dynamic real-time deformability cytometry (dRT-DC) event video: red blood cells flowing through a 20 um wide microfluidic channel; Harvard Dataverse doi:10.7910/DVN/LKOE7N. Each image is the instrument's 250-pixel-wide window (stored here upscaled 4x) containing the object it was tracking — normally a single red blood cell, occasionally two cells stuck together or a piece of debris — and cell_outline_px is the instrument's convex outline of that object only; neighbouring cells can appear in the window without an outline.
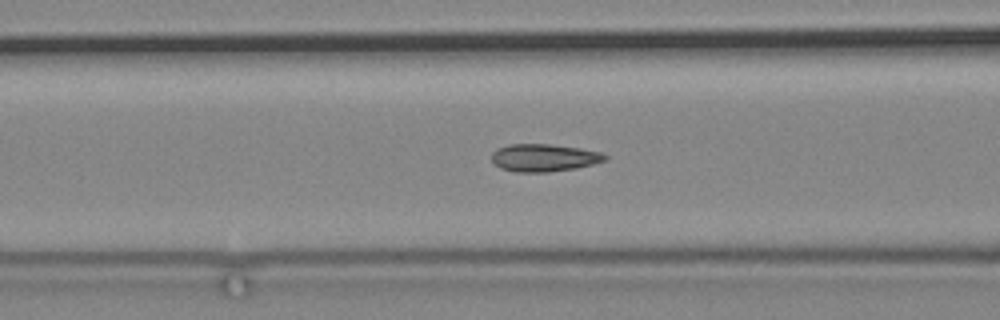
{"species": "common noctule bat (a hibernating species)", "species_latin": "Nyctalus noctula", "temperature_condition": "cold", "stored_images_in_passage": 61, "camera_frame_rate_fps": 3000, "um_per_image_px": 0.085, "animal": {"sex": "male", "body_mass_g": 19.2, "forearm_length_mm": 51.8}, "frame": {"image": 1, "passage_image": 35, "time_ms": 11.333, "image_size_px": [1000, 320], "cell_outline_px": [[608, 160], [576, 168], [548, 172], [516, 172], [500, 168], [492, 160], [492, 152], [496, 148], [508, 144], [548, 144], [580, 148], [604, 152], [608, 156]], "centroid_in_image_um": [46.26, 13.4], "position_along_channel_um": 120.3, "area_um2": 18.38}}
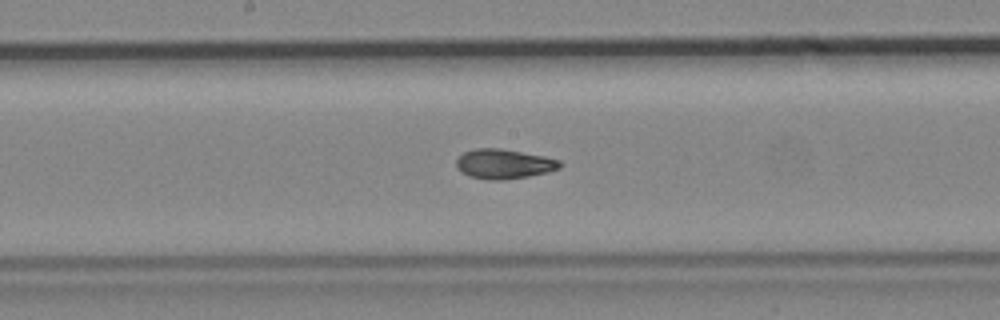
{"frame": {"image": 2, "passage_image": 43, "time_ms": 14.0, "image_size_px": [1000, 320], "cell_outline_px": [[564, 164], [560, 168], [548, 172], [528, 176], [504, 180], [488, 180], [468, 176], [460, 172], [456, 168], [456, 160], [464, 152], [476, 148], [500, 148], [544, 156], [560, 160]], "centroid_in_image_um": [42.83, 13.94], "position_along_channel_um": 205.4, "area_um2": 18.09}}
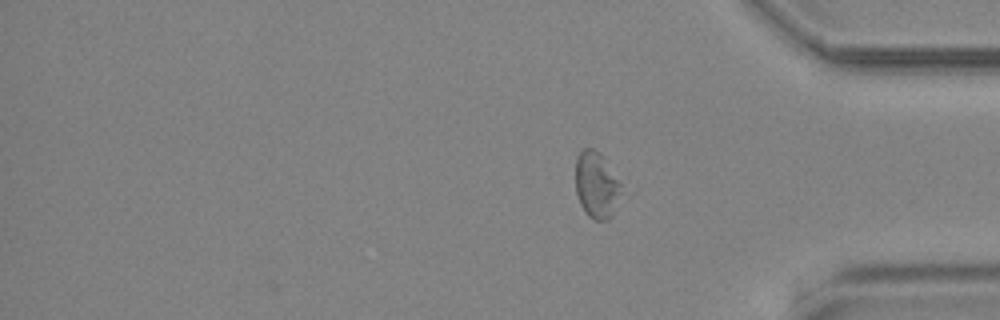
{"frame": {"image": 3, "passage_image": 61, "time_ms": 20.0, "image_size_px": [1000, 320], "cell_outline_px": [[620, 192], [612, 216], [608, 220], [596, 220], [588, 216], [584, 212], [580, 204], [576, 192], [576, 156], [584, 148], [592, 148], [600, 152], [620, 180]], "centroid_in_image_um": [50.68, 15.71], "position_along_channel_um": 384.5, "area_um2": 17.69}}